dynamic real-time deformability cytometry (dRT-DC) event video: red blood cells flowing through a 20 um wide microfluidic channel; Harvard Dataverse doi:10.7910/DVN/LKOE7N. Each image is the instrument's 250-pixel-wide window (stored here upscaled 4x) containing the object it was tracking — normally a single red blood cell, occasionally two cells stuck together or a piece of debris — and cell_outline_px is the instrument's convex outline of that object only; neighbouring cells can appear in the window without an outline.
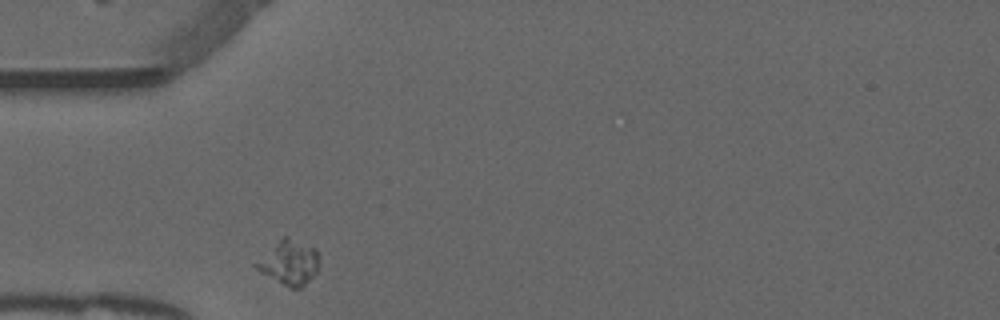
{"species": "common noctule bat (a hibernating species)", "species_latin": "Nyctalus noctula", "temperature_condition": "warm", "stored_images_in_passage": 31, "camera_frame_rate_fps": 3000, "um_per_image_px": 0.085, "animal": {"sex": "male", "forearm_length_mm": 52.5}, "frame": {"image": 1, "passage_image": 1, "time_ms": 0.0, "image_size_px": [1000, 320], "cell_outline_px": [[320, 264], [316, 272], [300, 288], [288, 288], [260, 272], [252, 264], [284, 236], [288, 236], [316, 248]], "centroid_in_image_um": [24.58, 22.32], "position_along_channel_um": 60.4, "area_um2": 16.24}}
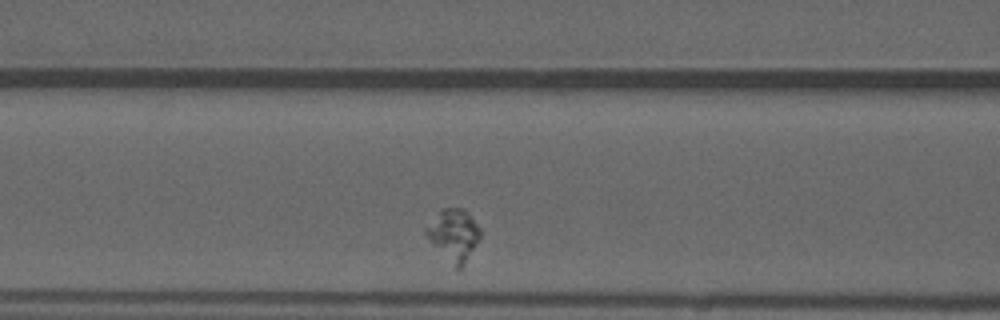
{"frame": {"image": 2, "passage_image": 7, "time_ms": 2.0, "image_size_px": [1000, 320], "cell_outline_px": [[480, 236], [464, 264], [460, 268], [456, 268], [432, 244], [424, 232], [424, 228], [444, 208], [464, 208], [468, 212], [480, 228]], "centroid_in_image_um": [38.56, 19.94], "position_along_channel_um": 128.0, "area_um2": 15.78}}
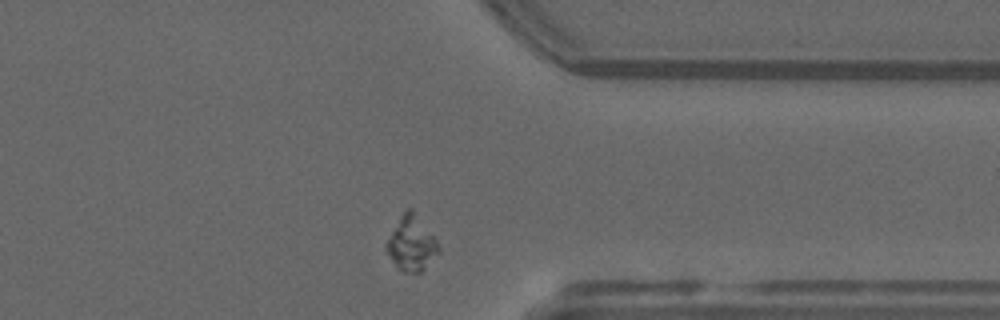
{"frame": {"image": 3, "passage_image": 28, "time_ms": 9.0, "image_size_px": [1000, 320], "cell_outline_px": [[440, 252], [420, 272], [404, 272], [392, 260], [384, 248], [392, 232], [404, 212], [408, 208], [412, 208], [436, 240], [440, 248]], "centroid_in_image_um": [35.0, 20.71], "position_along_channel_um": 376.4, "area_um2": 15.95}}